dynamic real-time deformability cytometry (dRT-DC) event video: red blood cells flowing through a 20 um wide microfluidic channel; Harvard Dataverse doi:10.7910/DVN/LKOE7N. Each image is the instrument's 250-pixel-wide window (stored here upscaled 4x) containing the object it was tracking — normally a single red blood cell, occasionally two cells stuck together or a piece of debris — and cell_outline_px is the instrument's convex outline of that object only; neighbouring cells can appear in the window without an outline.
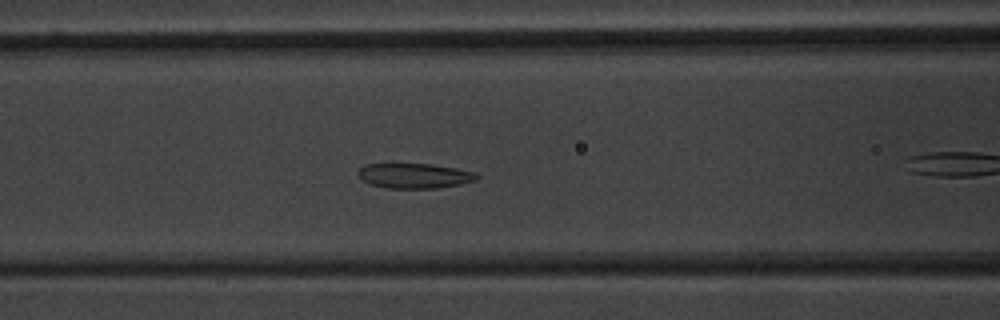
{"species": "common noctule bat (a hibernating species)", "species_latin": "Nyctalus noctula", "temperature_condition": "warm", "stored_images_in_passage": 37, "camera_frame_rate_fps": 3000, "um_per_image_px": 0.085, "animal": {"sex": "male", "body_mass_g": 20.1, "forearm_length_mm": 53.5}, "frame": {"image": 1, "passage_image": 6, "time_ms": 1.667, "image_size_px": [1000, 320], "cell_outline_px": [[480, 176], [476, 180], [460, 184], [436, 188], [388, 188], [368, 184], [360, 180], [356, 172], [364, 164], [432, 164], [456, 168], [476, 172]], "centroid_in_image_um": [35.19, 14.94], "position_along_channel_um": 131.4, "area_um2": 17.46}}
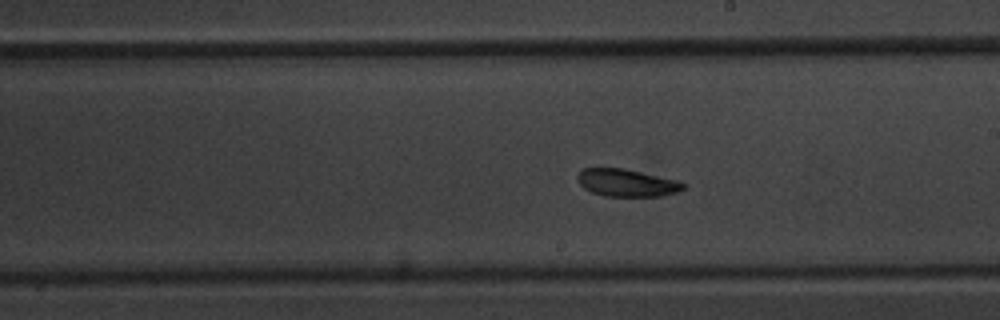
{"frame": {"image": 2, "passage_image": 14, "time_ms": 4.333, "image_size_px": [1000, 320], "cell_outline_px": [[688, 184], [684, 188], [676, 192], [660, 196], [604, 196], [592, 192], [584, 188], [580, 184], [576, 176], [584, 168], [624, 168], [676, 180]], "centroid_in_image_um": [53.27, 15.54], "position_along_channel_um": 235.7, "area_um2": 16.82}}
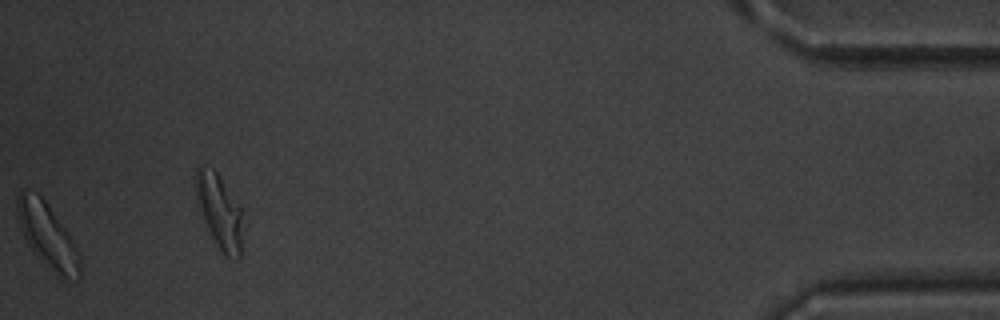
{"frame": {"image": 3, "passage_image": 36, "time_ms": 11.667, "image_size_px": [1000, 320], "cell_outline_px": [[80, 276], [60, 276], [28, 244], [24, 236], [16, 212], [16, 200], [20, 192], [36, 192], [44, 200], [64, 228], [80, 252]], "centroid_in_image_um": [4.02, 19.96], "position_along_channel_um": 431.2, "area_um2": 22.02}, "authors_computed_cell_mechanics": {"area_um2": 17.8024, "velocity_mm_per_s": 3.9151, "shape_relaxation_time_tau1_ms": 2.0681, "shape_relaxation_time_tau2_ms": 1.1763, "deformation_change_tau1": 0.0767, "deformation_change_tau2": 0.0611}}